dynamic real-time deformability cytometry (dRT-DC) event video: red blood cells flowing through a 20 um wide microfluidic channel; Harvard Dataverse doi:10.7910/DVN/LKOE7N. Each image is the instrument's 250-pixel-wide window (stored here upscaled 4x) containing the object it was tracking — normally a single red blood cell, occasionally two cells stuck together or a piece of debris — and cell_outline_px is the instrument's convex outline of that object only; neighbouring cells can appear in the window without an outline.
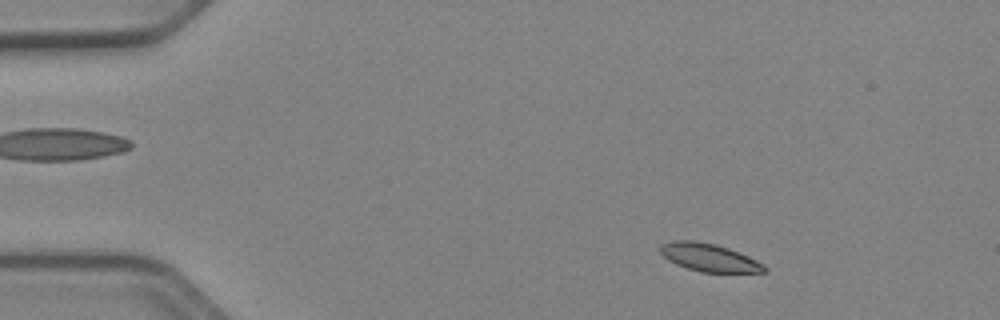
{"species": "Egyptian fruit bat (a non-hibernating species)", "species_latin": "Rousettus aegyptiacus", "temperature_condition": "cold", "stored_images_in_passage": 49, "camera_frame_rate_fps": 3000, "um_per_image_px": 0.085, "animal": {"sex": "female"}, "frame": {"image": 1, "passage_image": 5, "time_ms": 1.333, "image_size_px": [1000, 320], "cell_outline_px": [[768, 272], [700, 272], [676, 264], [668, 260], [656, 248], [660, 244], [672, 240], [692, 240], [716, 244], [728, 248], [748, 256], [764, 264], [768, 268]], "centroid_in_image_um": [60.24, 21.88], "position_along_channel_um": 24.8, "area_um2": 17.05}}
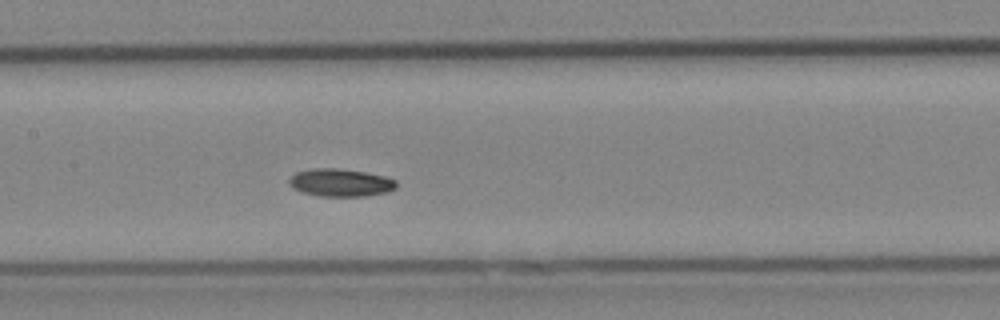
{"frame": {"image": 2, "passage_image": 23, "time_ms": 7.333, "image_size_px": [1000, 320], "cell_outline_px": [[396, 188], [388, 192], [364, 196], [320, 196], [304, 192], [292, 188], [288, 184], [288, 180], [296, 172], [312, 168], [336, 168], [364, 172], [384, 176], [396, 180]], "centroid_in_image_um": [28.93, 15.52], "position_along_channel_um": 178.5, "area_um2": 17.28}}
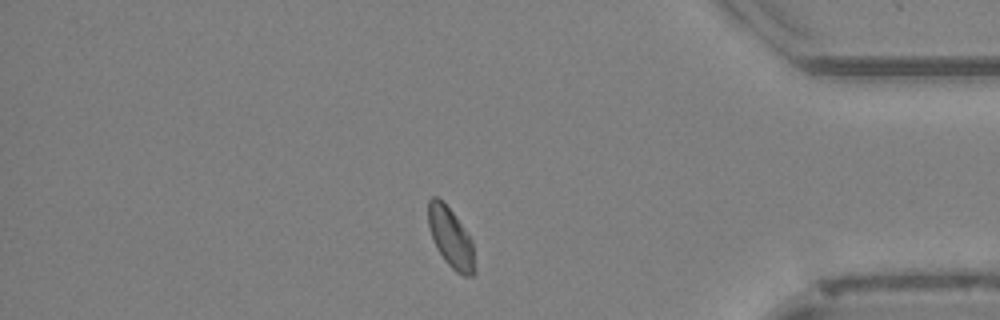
{"frame": {"image": 3, "passage_image": 42, "time_ms": 13.667, "image_size_px": [1000, 320], "cell_outline_px": [[476, 272], [472, 276], [464, 276], [456, 272], [444, 260], [436, 248], [428, 224], [428, 200], [432, 196], [436, 196], [452, 212], [468, 232], [472, 240]], "centroid_in_image_um": [38.33, 20.24], "position_along_channel_um": 396.9, "area_um2": 16.24}, "authors_computed_cell_mechanics": {"area_um2": 16.8198, "velocity_mm_per_s": 3.895, "shape_relaxation_time_tau1_ms": 5.6786, "shape_relaxation_time_tau2_ms": 7.7984, "deformation_change_tau1": 0.1192, "deformation_change_tau2": 0.0778}}